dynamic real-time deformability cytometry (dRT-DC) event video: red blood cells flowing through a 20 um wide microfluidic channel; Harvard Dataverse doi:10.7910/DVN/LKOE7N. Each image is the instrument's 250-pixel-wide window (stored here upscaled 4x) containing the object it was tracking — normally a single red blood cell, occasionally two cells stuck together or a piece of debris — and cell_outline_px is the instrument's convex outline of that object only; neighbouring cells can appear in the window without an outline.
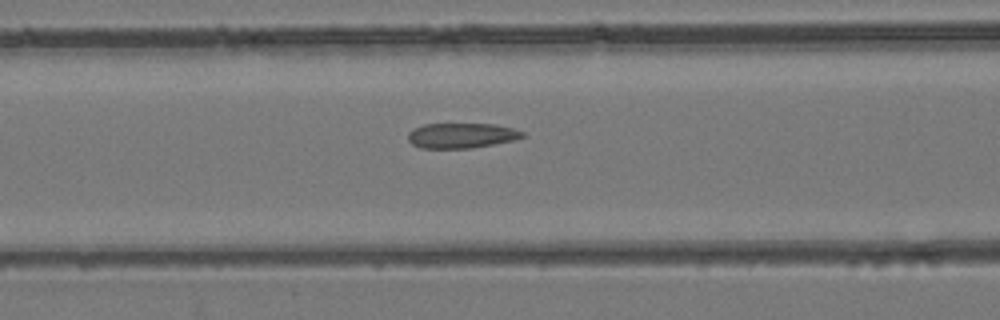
{"species": "common noctule bat (a hibernating species)", "species_latin": "Nyctalus noctula", "temperature_condition": "room temperature", "stored_images_in_passage": 48, "camera_frame_rate_fps": 3000, "um_per_image_px": 0.085, "animal": {"sex": "female", "body_mass_g": 24.6, "forearm_length_mm": 56.2}, "frame": {"image": 1, "passage_image": 20, "time_ms": 6.333, "image_size_px": [1000, 320], "cell_outline_px": [[524, 136], [512, 140], [472, 148], [420, 148], [412, 144], [408, 140], [408, 132], [424, 124], [496, 124], [512, 128], [524, 132]], "centroid_in_image_um": [39.2, 11.52], "position_along_channel_um": 127.4, "area_um2": 16.59}}
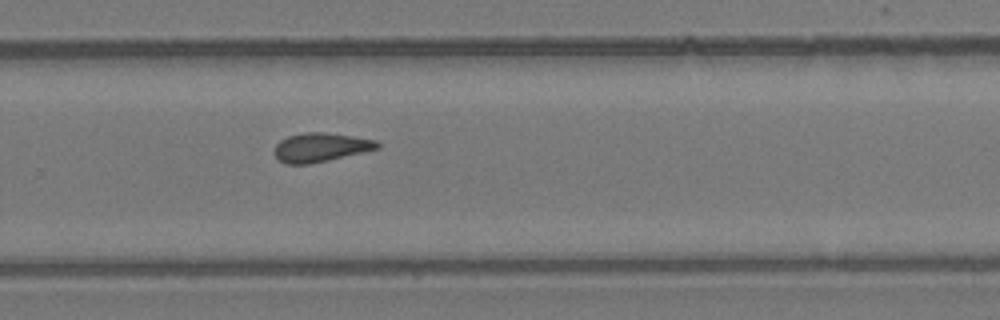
{"frame": {"image": 2, "passage_image": 32, "time_ms": 10.333, "image_size_px": [1000, 320], "cell_outline_px": [[380, 148], [328, 160], [308, 164], [284, 164], [276, 156], [276, 144], [280, 140], [288, 136], [308, 132], [324, 132], [352, 136], [376, 140], [380, 144]], "centroid_in_image_um": [27.27, 12.52], "position_along_channel_um": 302.5, "area_um2": 17.11}}
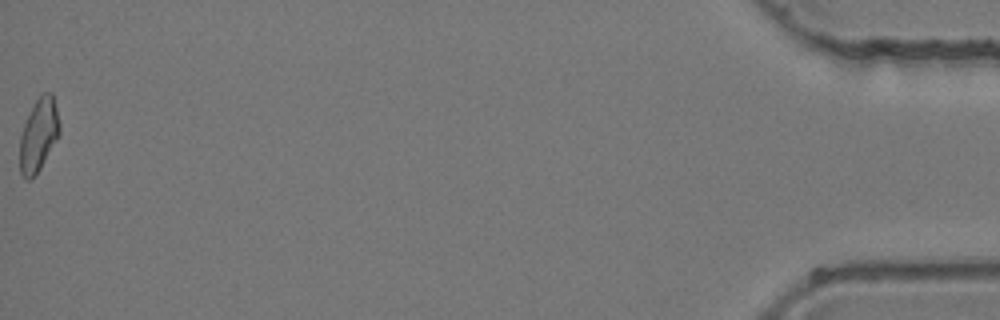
{"frame": {"image": 3, "passage_image": 48, "time_ms": 15.667, "image_size_px": [1000, 320], "cell_outline_px": [[60, 136], [36, 176], [28, 180], [24, 180], [20, 172], [20, 136], [24, 124], [40, 92], [52, 92], [60, 124]], "centroid_in_image_um": [3.3, 11.5], "position_along_channel_um": 431.9, "area_um2": 17.17}}